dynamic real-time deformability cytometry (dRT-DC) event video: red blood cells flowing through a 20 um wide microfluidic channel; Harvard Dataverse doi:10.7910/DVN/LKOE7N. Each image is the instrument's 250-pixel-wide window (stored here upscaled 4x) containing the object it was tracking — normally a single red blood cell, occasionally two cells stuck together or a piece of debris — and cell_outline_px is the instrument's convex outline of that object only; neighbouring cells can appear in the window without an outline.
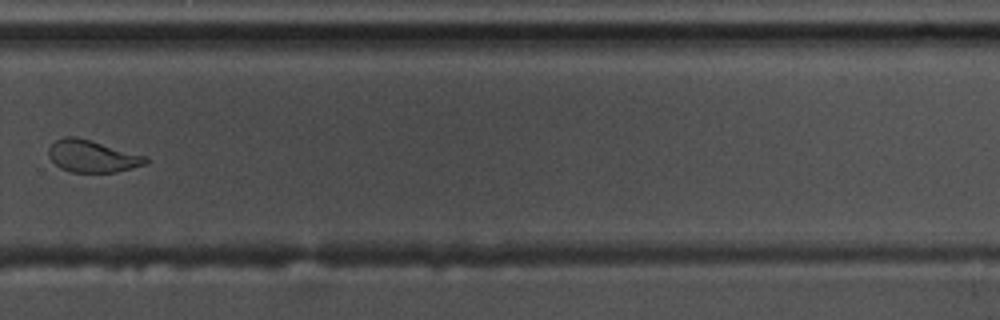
{"species": "common noctule bat (a hibernating species)", "species_latin": "Nyctalus noctula", "temperature_condition": "warm", "stored_images_in_passage": 11, "camera_frame_rate_fps": 3000, "um_per_image_px": 0.085, "animal": {"sex": "male", "body_mass_g": 17.5, "forearm_length_mm": 52.3}, "frame": {"image": 1, "passage_image": 7, "time_ms": 2.0, "image_size_px": [1000, 320], "cell_outline_px": [[148, 164], [116, 172], [72, 172], [60, 168], [48, 156], [48, 148], [56, 140], [64, 136], [76, 136], [148, 156]], "centroid_in_image_um": [7.86, 13.27], "position_along_channel_um": 321.9, "area_um2": 18.26}}
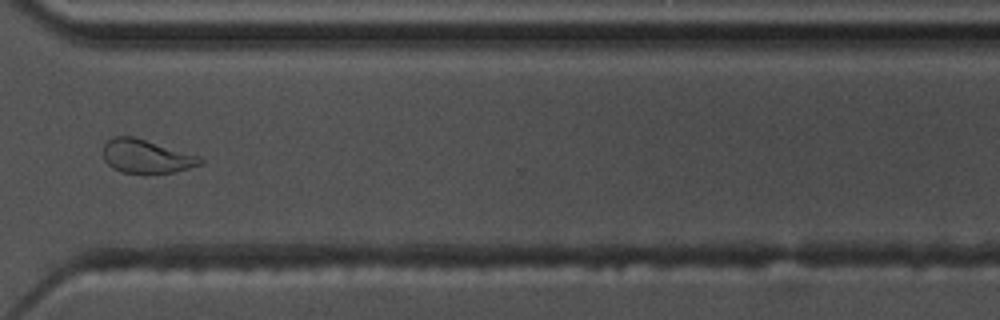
{"frame": {"image": 2, "passage_image": 8, "time_ms": 2.333, "image_size_px": [1000, 320], "cell_outline_px": [[204, 160], [200, 164], [176, 172], [124, 172], [112, 168], [104, 160], [104, 144], [112, 136], [132, 136], [200, 156]], "centroid_in_image_um": [12.42, 13.27], "position_along_channel_um": 358.2, "area_um2": 18.61}}